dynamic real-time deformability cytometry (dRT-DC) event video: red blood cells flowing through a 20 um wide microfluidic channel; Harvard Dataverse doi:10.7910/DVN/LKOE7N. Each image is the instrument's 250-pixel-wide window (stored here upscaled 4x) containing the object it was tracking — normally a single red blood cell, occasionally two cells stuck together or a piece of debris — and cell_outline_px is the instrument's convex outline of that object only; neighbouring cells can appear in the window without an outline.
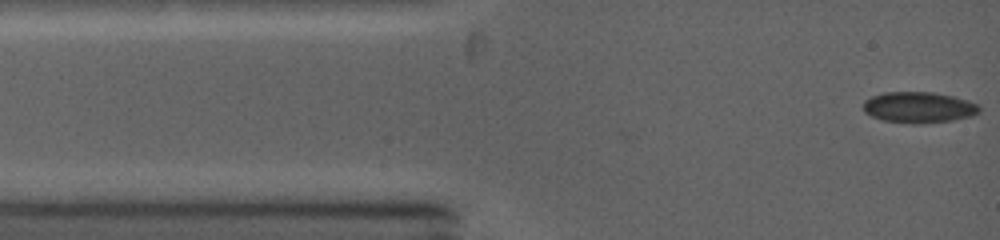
{"species": "common noctule bat (a hibernating species)", "species_latin": "Nyctalus noctula", "temperature_condition": "warm", "stored_images_in_passage": 2, "camera_frame_rate_fps": 5000, "um_per_image_px": 0.085, "animal": {"sex": "female", "body_mass_g": 19.0, "forearm_length_mm": 53.3}, "frame": {"image": 1, "passage_image": 2, "time_ms": 0.6, "image_size_px": [1000, 240], "cell_outline_px": [[980, 112], [968, 116], [952, 120], [920, 124], [912, 124], [884, 120], [872, 116], [864, 112], [864, 100], [872, 96], [884, 92], [932, 92], [952, 96], [968, 100], [976, 104], [980, 108]], "centroid_in_image_um": [78.07, 9.12], "position_along_channel_um": 6.9, "area_um2": 20.81}}